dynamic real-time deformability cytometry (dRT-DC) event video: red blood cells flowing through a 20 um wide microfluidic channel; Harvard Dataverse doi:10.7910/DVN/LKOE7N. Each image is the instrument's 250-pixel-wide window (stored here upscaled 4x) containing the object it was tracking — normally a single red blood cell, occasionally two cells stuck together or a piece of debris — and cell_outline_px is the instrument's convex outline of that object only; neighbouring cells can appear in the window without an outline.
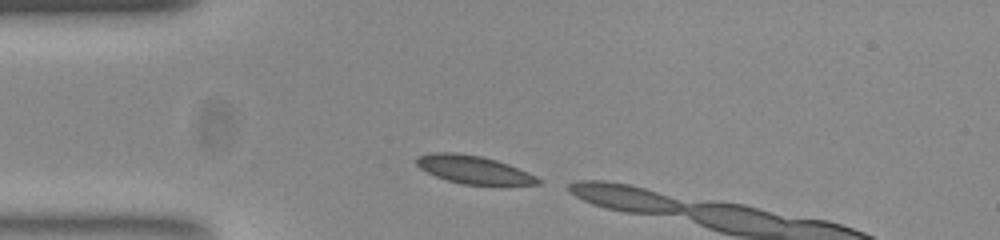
{"species": "common noctule bat (a hibernating species)", "species_latin": "Nyctalus noctula", "temperature_condition": "room temperature", "stored_images_in_passage": 4, "camera_frame_rate_fps": 3000, "um_per_image_px": 0.085, "animal": {"sex": "female", "body_mass_g": 23.0, "forearm_length_mm": 53.4}, "frame": {"image": 1, "passage_image": 1, "time_ms": 0.0, "image_size_px": [1000, 240], "cell_outline_px": [[544, 180], [540, 184], [500, 188], [460, 184], [436, 176], [420, 168], [416, 164], [416, 160], [420, 156], [436, 152], [448, 152], [480, 156], [496, 160], [508, 164], [536, 176]], "centroid_in_image_um": [40.4, 14.5], "position_along_channel_um": 44.6, "area_um2": 20.52}}